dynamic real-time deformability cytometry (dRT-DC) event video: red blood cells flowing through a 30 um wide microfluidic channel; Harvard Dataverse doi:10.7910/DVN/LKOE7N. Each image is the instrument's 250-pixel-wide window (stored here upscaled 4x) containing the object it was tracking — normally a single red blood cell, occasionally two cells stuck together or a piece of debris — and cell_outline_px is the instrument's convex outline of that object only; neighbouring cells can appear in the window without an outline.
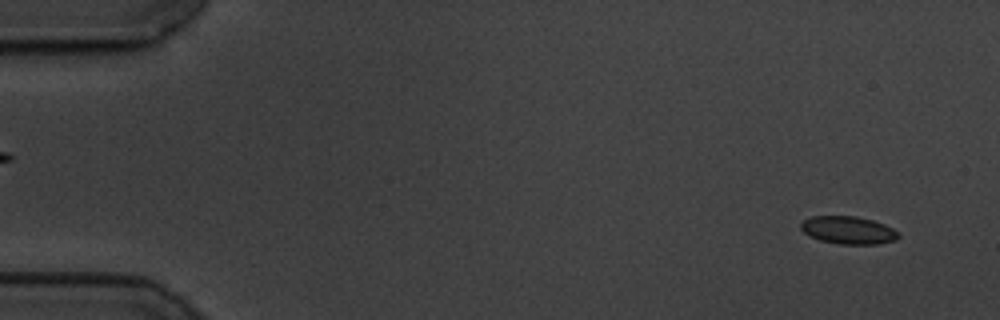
{"species": "common noctule bat (a hibernating species)", "species_latin": "Nyctalus noctula", "temperature_condition": "cold", "stored_images_in_passage": 57, "camera_frame_rate_fps": 3000, "um_per_image_px": 0.085, "animal": {"sex": "male", "body_mass_g": 19.5, "forearm_length_mm": 54.6}, "frame": {"image": 1, "passage_image": 2, "time_ms": 0.333, "image_size_px": [1000, 320], "cell_outline_px": [[900, 236], [896, 240], [880, 244], [840, 244], [820, 240], [808, 236], [800, 228], [800, 224], [804, 220], [812, 216], [856, 216], [872, 220], [884, 224], [900, 232]], "centroid_in_image_um": [72.12, 19.57], "position_along_channel_um": 12.9, "area_um2": 15.9}}
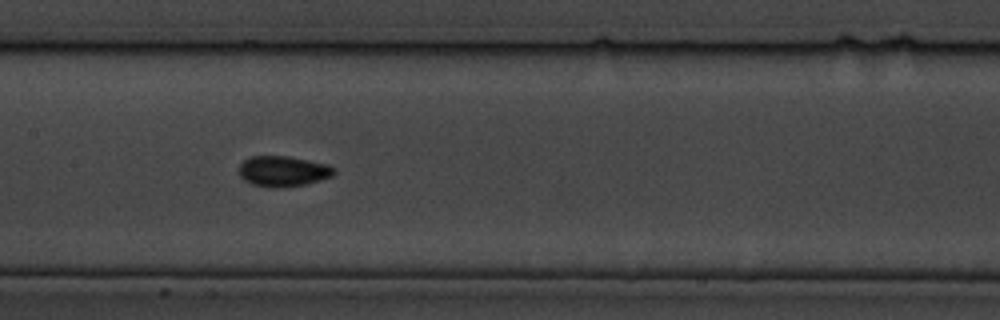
{"frame": {"image": 2, "passage_image": 27, "time_ms": 8.667, "image_size_px": [1000, 320], "cell_outline_px": [[336, 172], [332, 176], [320, 180], [304, 184], [276, 188], [252, 184], [244, 180], [240, 176], [240, 164], [244, 160], [252, 156], [288, 156], [328, 164], [336, 168]], "centroid_in_image_um": [24.08, 14.54], "position_along_channel_um": 183.3, "area_um2": 16.82}}
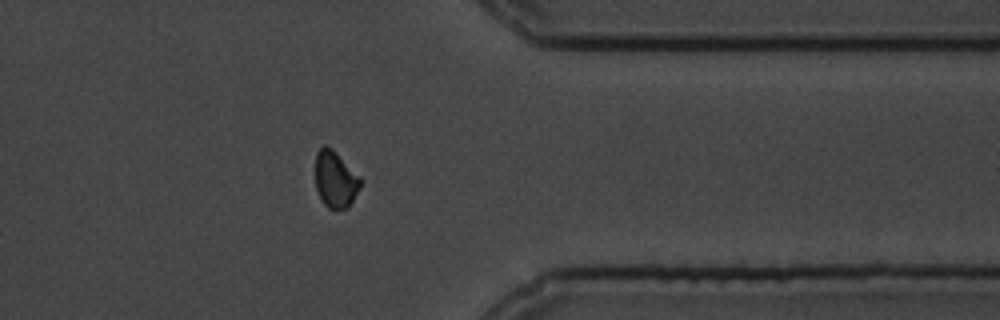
{"frame": {"image": 3, "passage_image": 45, "time_ms": 14.667, "image_size_px": [1000, 320], "cell_outline_px": [[360, 188], [348, 208], [328, 208], [324, 204], [316, 188], [316, 152], [324, 144], [332, 148], [360, 176]], "centroid_in_image_um": [28.51, 15.23], "position_along_channel_um": 382.9, "area_um2": 14.74}, "authors_computed_cell_mechanics": {"area_um2": 15.895, "velocity_mm_per_s": 3.4829, "shape_relaxation_time_tau1_ms": 3.4602, "shape_relaxation_time_tau2_ms": null, "deformation_change_tau1": 0.0647, "deformation_change_tau2": null}}